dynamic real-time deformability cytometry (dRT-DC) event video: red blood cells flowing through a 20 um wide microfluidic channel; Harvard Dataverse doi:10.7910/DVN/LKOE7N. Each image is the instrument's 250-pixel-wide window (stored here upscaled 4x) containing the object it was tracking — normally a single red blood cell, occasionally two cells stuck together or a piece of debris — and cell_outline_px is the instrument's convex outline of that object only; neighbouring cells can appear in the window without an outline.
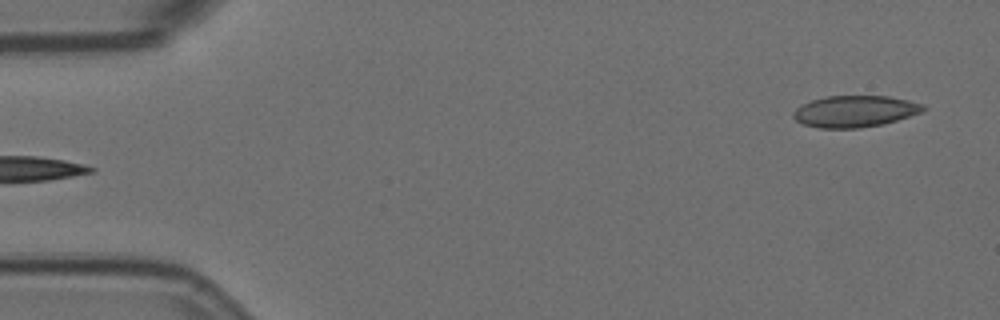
{"species": "Egyptian fruit bat (a non-hibernating species)", "species_latin": "Rousettus aegyptiacus", "temperature_condition": "room temperature", "stored_images_in_passage": 6, "segment_of_instrument_passage": [2, 2], "camera_frame_rate_fps": 3000, "um_per_image_px": 0.085, "animal": {"sex": "female"}, "frame": {"image": 1, "passage_image": 6, "time_ms": 1.667, "image_size_px": [1000, 320], "cell_outline_px": [[928, 108], [920, 112], [884, 124], [860, 128], [820, 128], [804, 124], [796, 120], [792, 116], [792, 112], [800, 104], [812, 100], [828, 96], [888, 96], [908, 100], [924, 104]], "centroid_in_image_um": [72.65, 9.46], "position_along_channel_um": 12.4, "area_um2": 23.87}}